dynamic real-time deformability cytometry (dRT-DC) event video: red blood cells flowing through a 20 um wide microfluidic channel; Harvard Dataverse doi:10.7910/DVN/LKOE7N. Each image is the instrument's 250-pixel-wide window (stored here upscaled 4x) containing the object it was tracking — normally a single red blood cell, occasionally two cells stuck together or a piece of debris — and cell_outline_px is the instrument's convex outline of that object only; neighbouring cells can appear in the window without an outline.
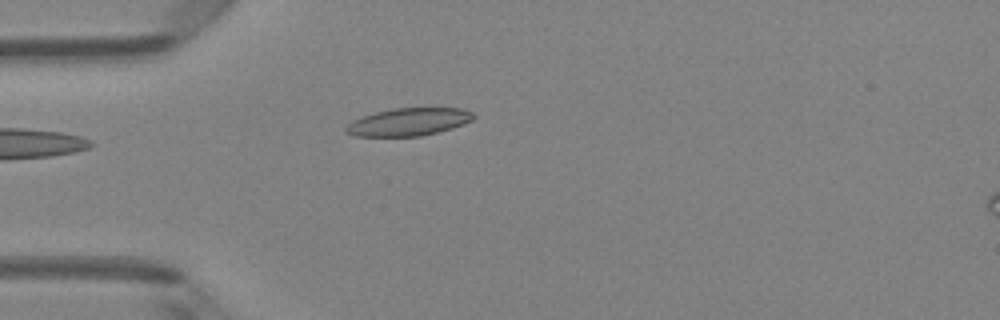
{"species": "Egyptian fruit bat (a non-hibernating species)", "species_latin": "Rousettus aegyptiacus", "temperature_condition": "room temperature", "stored_images_in_passage": 1, "camera_frame_rate_fps": 3000, "um_per_image_px": 0.085, "animal": {"sex": "female"}, "frame": {"image": 1, "passage_image": 1, "time_ms": 0.0, "image_size_px": [1000, 320], "cell_outline_px": [[476, 116], [472, 120], [464, 124], [452, 128], [420, 136], [356, 136], [344, 132], [344, 128], [352, 120], [360, 116], [392, 108], [464, 108], [472, 112]], "centroid_in_image_um": [34.71, 10.35], "position_along_channel_um": 50.3, "area_um2": 20.69}}